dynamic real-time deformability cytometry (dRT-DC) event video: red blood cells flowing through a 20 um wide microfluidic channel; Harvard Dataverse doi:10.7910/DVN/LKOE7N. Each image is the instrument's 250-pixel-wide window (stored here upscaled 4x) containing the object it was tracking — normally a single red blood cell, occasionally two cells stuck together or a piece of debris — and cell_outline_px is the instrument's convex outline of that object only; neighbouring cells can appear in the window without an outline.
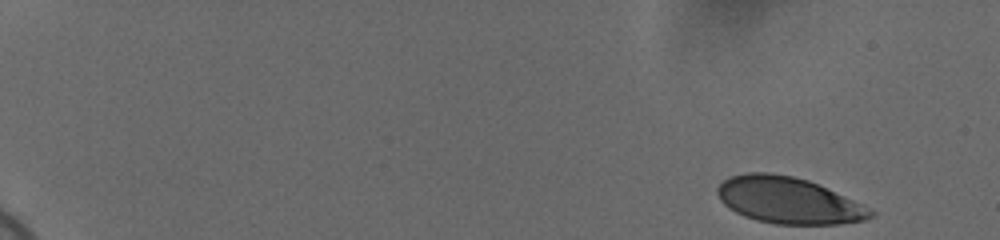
{"species": "human", "species_latin": "Homo sapiens", "temperature_condition": "cold", "stored_images_in_passage": 55, "camera_frame_rate_fps": 3000, "um_per_image_px": 0.085, "donor": {"sex": "female"}, "frame": {"image": 1, "passage_image": 1, "time_ms": 0.0, "image_size_px": [1000, 240], "cell_outline_px": [[876, 216], [864, 220], [840, 224], [776, 224], [756, 220], [744, 216], [728, 208], [720, 200], [716, 192], [716, 188], [728, 176], [748, 172], [768, 172], [792, 176], [808, 180], [852, 200], [876, 212]], "centroid_in_image_um": [66.97, 17.03], "position_along_channel_um": 18.0, "area_um2": 41.27}}
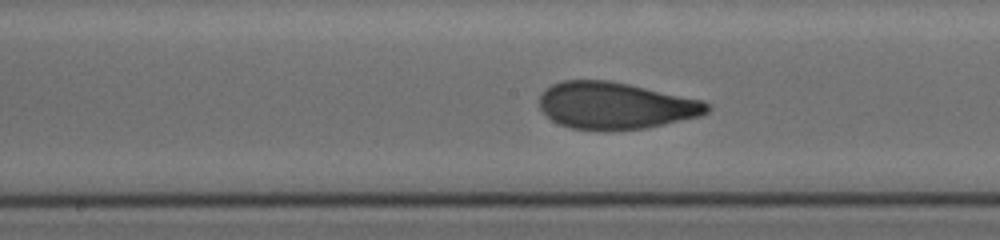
{"frame": {"image": 2, "passage_image": 30, "time_ms": 9.667, "image_size_px": [1000, 240], "cell_outline_px": [[712, 108], [708, 112], [700, 116], [664, 124], [644, 128], [572, 128], [560, 124], [552, 120], [540, 108], [540, 96], [544, 88], [552, 84], [564, 80], [608, 80], [628, 84], [704, 100], [712, 104]], "centroid_in_image_um": [52.35, 8.94], "position_along_channel_um": 195.9, "area_um2": 45.2}}
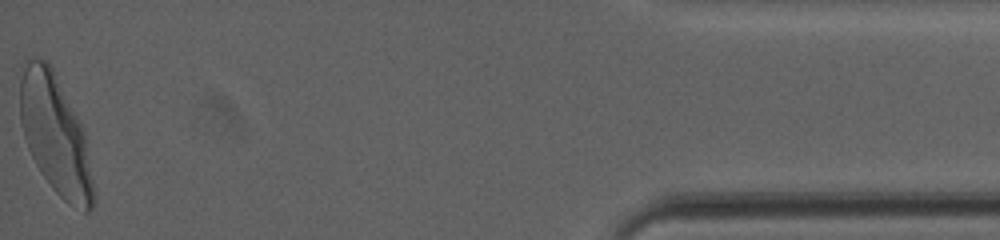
{"frame": {"image": 3, "passage_image": 55, "time_ms": 18.0, "image_size_px": [1000, 240], "cell_outline_px": [[96, 200], [92, 208], [88, 212], [84, 212], [68, 204], [52, 188], [40, 172], [28, 148], [24, 136], [20, 120], [20, 80], [24, 60], [32, 56], [44, 60], [52, 68], [84, 132], [96, 192]], "centroid_in_image_um": [4.7, 11.51], "position_along_channel_um": 430.5, "area_um2": 50.81}, "authors_computed_cell_mechanics": {"area_um2": 45.2574, "velocity_mm_per_s": 3.6436, "shape_relaxation_time_tau1_ms": 4.3435, "shape_relaxation_time_tau2_ms": null, "deformation_change_tau1": 0.1809, "deformation_change_tau2": null}}